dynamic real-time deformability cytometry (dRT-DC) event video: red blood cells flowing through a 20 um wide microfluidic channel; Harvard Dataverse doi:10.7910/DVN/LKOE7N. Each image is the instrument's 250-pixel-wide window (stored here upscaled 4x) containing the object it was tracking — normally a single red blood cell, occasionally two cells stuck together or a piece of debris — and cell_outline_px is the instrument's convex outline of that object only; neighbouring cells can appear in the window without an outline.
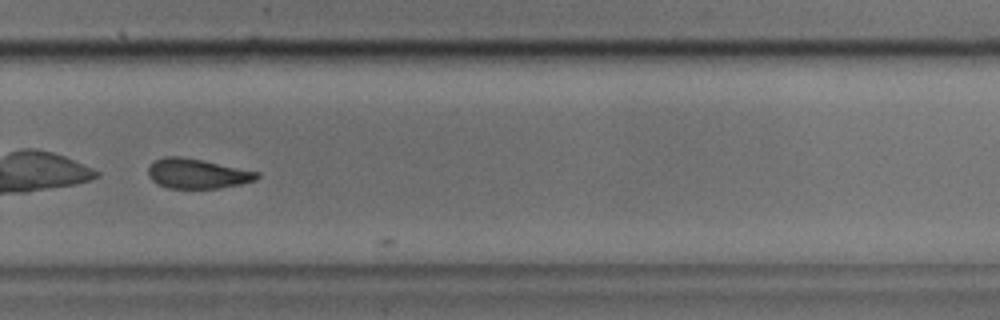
{"species": "common noctule bat (a hibernating species)", "species_latin": "Nyctalus noctula", "temperature_condition": "cold", "stored_images_in_passage": 23, "camera_frame_rate_fps": 3000, "um_per_image_px": 0.085, "animal": {"sex": "male", "body_mass_g": 17.9, "forearm_length_mm": 54.2}, "frame": {"image": 1, "passage_image": 19, "time_ms": 6.0, "image_size_px": [1000, 320], "cell_outline_px": [[260, 176], [256, 180], [240, 184], [220, 188], [168, 188], [156, 184], [148, 176], [148, 168], [156, 160], [164, 156], [180, 156], [204, 160], [260, 172]], "centroid_in_image_um": [16.77, 14.75], "position_along_channel_um": 313.0, "area_um2": 19.02}}
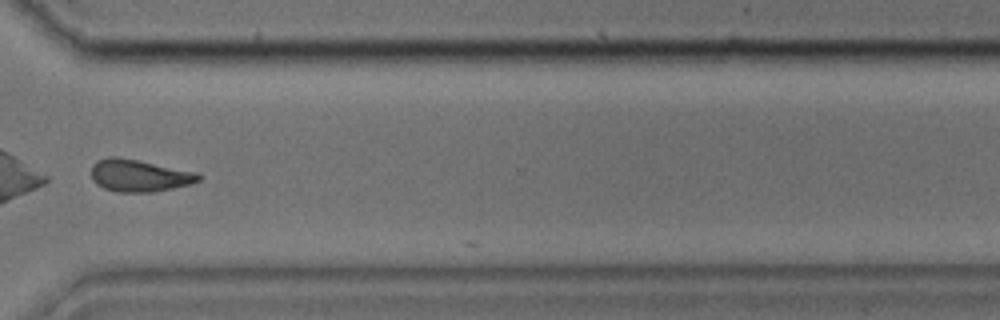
{"frame": {"image": 2, "passage_image": 22, "time_ms": 7.0, "image_size_px": [1000, 320], "cell_outline_px": [[200, 180], [188, 184], [172, 188], [152, 192], [116, 192], [104, 188], [96, 184], [92, 180], [92, 164], [96, 160], [108, 156], [116, 156], [196, 172], [200, 176]], "centroid_in_image_um": [11.76, 14.92], "position_along_channel_um": 358.8, "area_um2": 19.94}}